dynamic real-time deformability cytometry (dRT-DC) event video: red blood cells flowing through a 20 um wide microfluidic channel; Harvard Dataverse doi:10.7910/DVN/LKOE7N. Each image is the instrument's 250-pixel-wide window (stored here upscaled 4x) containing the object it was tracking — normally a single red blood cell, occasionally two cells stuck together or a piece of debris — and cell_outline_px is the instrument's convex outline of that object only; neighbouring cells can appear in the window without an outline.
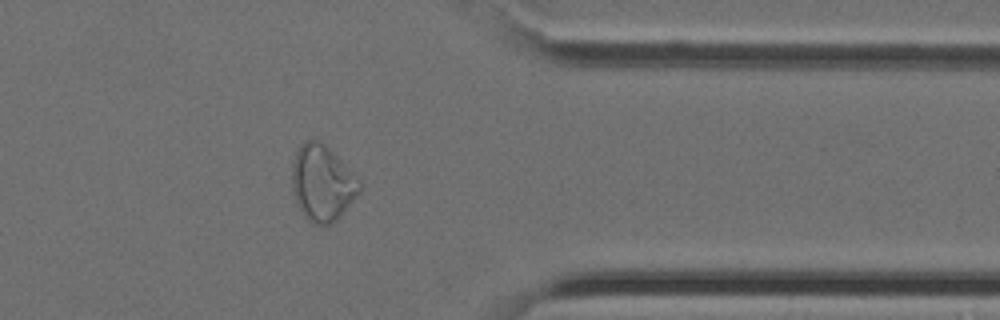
{"species": "Egyptian fruit bat (a non-hibernating species)", "species_latin": "Rousettus aegyptiacus", "temperature_condition": "cold", "stored_images_in_passage": 32, "camera_frame_rate_fps": 3000, "um_per_image_px": 0.085, "animal": {"sex": "female"}, "frame": {"image": 1, "passage_image": 28, "time_ms": 9.0, "image_size_px": [1000, 320], "cell_outline_px": [[364, 184], [360, 192], [340, 216], [336, 220], [328, 224], [312, 224], [304, 216], [296, 204], [292, 192], [292, 160], [300, 144], [304, 140], [316, 140], [324, 144]], "centroid_in_image_um": [27.37, 15.57], "position_along_channel_um": 384.0, "area_um2": 29.88}}